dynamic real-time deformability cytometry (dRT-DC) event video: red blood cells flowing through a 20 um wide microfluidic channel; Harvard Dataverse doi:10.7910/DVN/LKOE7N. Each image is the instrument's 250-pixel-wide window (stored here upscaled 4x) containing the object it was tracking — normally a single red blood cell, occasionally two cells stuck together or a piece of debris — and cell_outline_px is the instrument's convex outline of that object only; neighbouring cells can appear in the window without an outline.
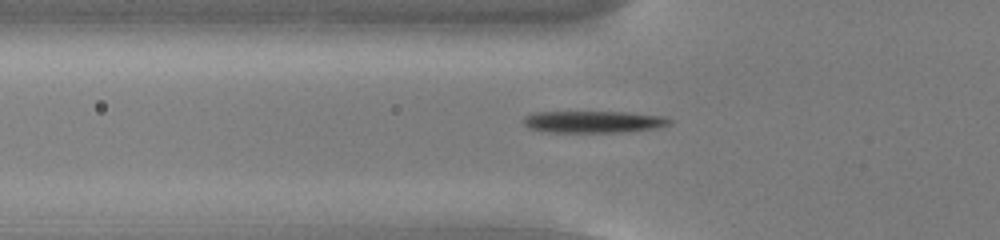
{"species": "common noctule bat (a hibernating species)", "species_latin": "Nyctalus noctula", "temperature_condition": "cold", "stored_images_in_passage": 54, "camera_frame_rate_fps": 3000, "um_per_image_px": 0.085, "animal": {"sex": "male", "body_mass_g": 13.0, "forearm_length_mm": 53.1}, "frame": {"image": 1, "passage_image": 19, "time_ms": 6.0, "image_size_px": [1000, 240], "cell_outline_px": [[672, 124], [656, 128], [620, 132], [548, 132], [528, 128], [520, 120], [524, 116], [536, 112], [628, 112], [664, 116], [672, 120]], "centroid_in_image_um": [50.43, 10.35], "position_along_channel_um": 75.4, "area_um2": 18.79}}
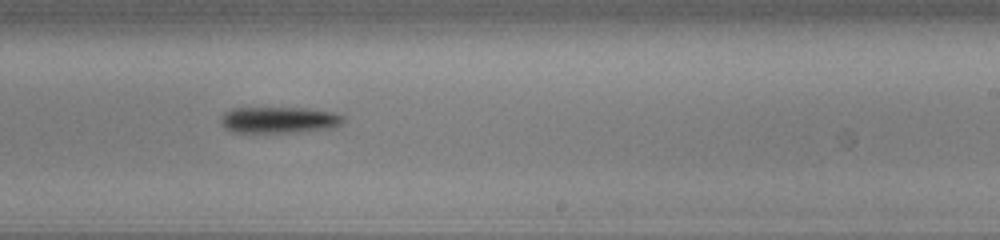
{"frame": {"image": 2, "passage_image": 34, "time_ms": 11.0, "image_size_px": [1000, 240], "cell_outline_px": [[344, 120], [340, 124], [332, 128], [292, 132], [232, 132], [224, 128], [220, 124], [220, 116], [224, 112], [232, 108], [308, 108], [336, 112], [344, 116]], "centroid_in_image_um": [23.69, 10.18], "position_along_channel_um": 265.3, "area_um2": 18.96}}
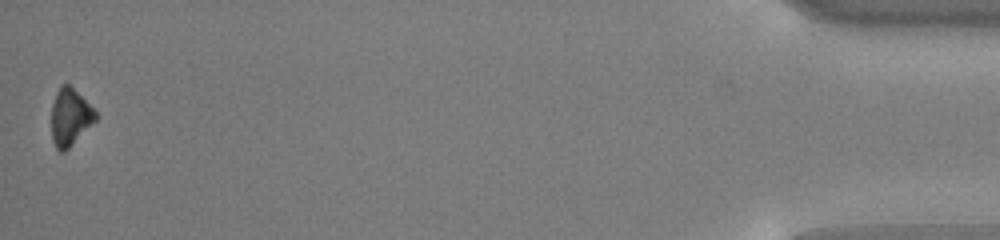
{"frame": {"image": 3, "passage_image": 54, "time_ms": 17.667, "image_size_px": [1000, 240], "cell_outline_px": [[100, 116], [64, 152], [60, 152], [56, 148], [52, 140], [52, 104], [56, 92], [60, 84], [68, 84], [96, 108]], "centroid_in_image_um": [5.99, 9.93], "position_along_channel_um": 429.2, "area_um2": 14.85}, "authors_computed_cell_mechanics": {"area_um2": 17.3689, "velocity_mm_per_s": 3.803, "shape_relaxation_time_tau1_ms": 1.6312, "shape_relaxation_time_tau2_ms": null, "deformation_change_tau1": 0.1179, "deformation_change_tau2": null}}